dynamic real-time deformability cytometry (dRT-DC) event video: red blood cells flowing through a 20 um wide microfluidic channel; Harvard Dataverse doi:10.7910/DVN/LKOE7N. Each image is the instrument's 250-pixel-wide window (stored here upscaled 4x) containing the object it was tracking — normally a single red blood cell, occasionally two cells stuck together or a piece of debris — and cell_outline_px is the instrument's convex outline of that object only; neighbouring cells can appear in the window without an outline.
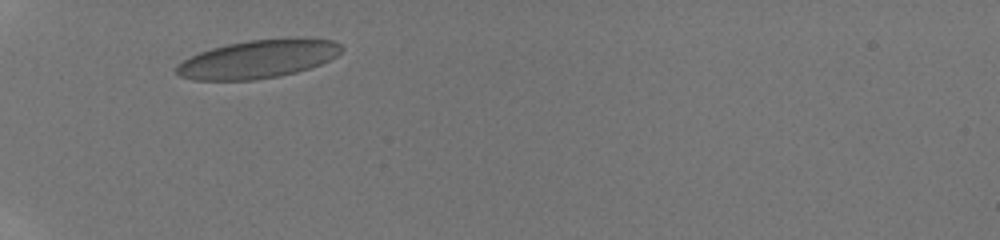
{"species": "human", "species_latin": "Homo sapiens", "temperature_condition": "room temperature", "stored_images_in_passage": 31, "camera_frame_rate_fps": 3000, "um_per_image_px": 0.085, "donor": {"sex": "male"}, "frame": {"image": 1, "passage_image": 1, "time_ms": 0.0, "image_size_px": [1000, 240], "cell_outline_px": [[344, 48], [336, 56], [320, 64], [296, 72], [280, 76], [256, 80], [192, 80], [180, 76], [176, 72], [176, 64], [200, 52], [212, 48], [228, 44], [248, 40], [296, 36], [308, 36], [332, 40], [340, 44]], "centroid_in_image_um": [21.98, 4.99], "position_along_channel_um": 63.0, "area_um2": 37.28}}
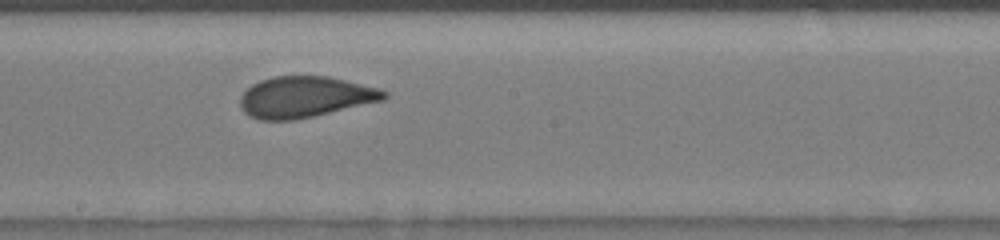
{"frame": {"image": 2, "passage_image": 16, "time_ms": 4.333, "image_size_px": [1000, 240], "cell_outline_px": [[388, 96], [384, 100], [312, 116], [292, 120], [260, 120], [248, 116], [244, 112], [240, 104], [240, 96], [252, 84], [260, 80], [276, 76], [332, 76], [376, 88], [388, 92]], "centroid_in_image_um": [25.91, 8.24], "position_along_channel_um": 222.3, "area_um2": 34.28}}
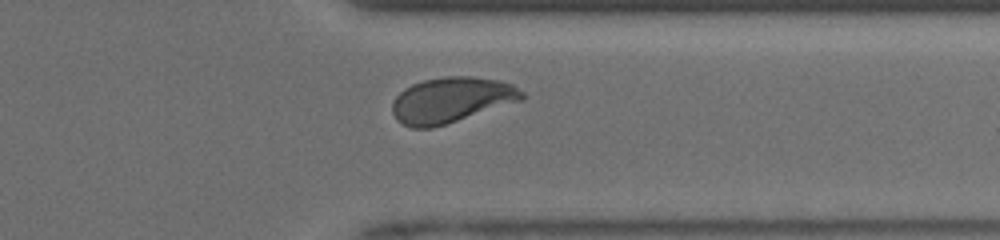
{"frame": {"image": 3, "passage_image": 28, "time_ms": 8.0, "image_size_px": [1000, 240], "cell_outline_px": [[528, 96], [520, 100], [432, 128], [412, 128], [396, 120], [392, 112], [392, 104], [396, 96], [404, 88], [412, 84], [424, 80], [444, 76], [472, 76], [496, 80], [512, 84], [524, 92]], "centroid_in_image_um": [38.33, 8.49], "position_along_channel_um": 373.1, "area_um2": 34.04}, "authors_computed_cell_mechanics": {"area_um2": 34.0442, "velocity_mm_per_s": 4.0967, "shape_relaxation_time_tau1_ms": 5.0609, "shape_relaxation_time_tau2_ms": null, "deformation_change_tau1": 0.1531, "deformation_change_tau2": null}}